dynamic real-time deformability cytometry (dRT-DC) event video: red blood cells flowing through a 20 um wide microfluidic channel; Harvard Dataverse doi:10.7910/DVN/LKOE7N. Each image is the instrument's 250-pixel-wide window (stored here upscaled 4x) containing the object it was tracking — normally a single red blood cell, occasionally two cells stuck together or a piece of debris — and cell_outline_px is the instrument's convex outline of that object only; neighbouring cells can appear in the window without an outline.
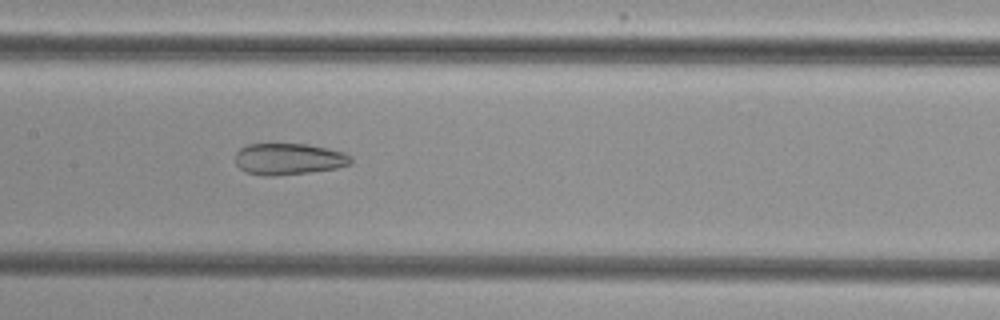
{"species": "common noctule bat (a hibernating species)", "species_latin": "Nyctalus noctula", "temperature_condition": "cold", "stored_images_in_passage": 54, "camera_frame_rate_fps": 3000, "um_per_image_px": 0.085, "animal": {"sex": "female", "body_mass_g": 29.2, "forearm_length_mm": 56.3}, "frame": {"image": 1, "passage_image": 27, "time_ms": 8.667, "image_size_px": [1000, 320], "cell_outline_px": [[352, 164], [336, 168], [308, 172], [276, 176], [264, 176], [248, 172], [240, 168], [236, 164], [236, 152], [240, 148], [248, 144], [308, 144], [344, 152], [352, 156]], "centroid_in_image_um": [24.56, 13.51], "position_along_channel_um": 182.8, "area_um2": 21.21}}
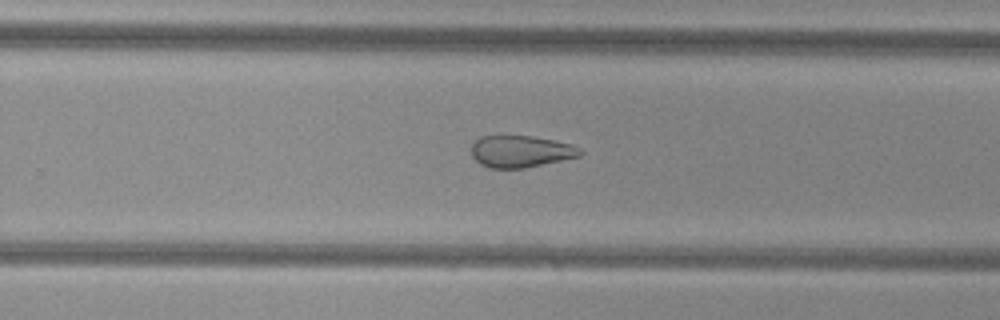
{"frame": {"image": 2, "passage_image": 35, "time_ms": 11.333, "image_size_px": [1000, 320], "cell_outline_px": [[584, 152], [580, 156], [524, 168], [488, 168], [480, 164], [472, 156], [472, 144], [480, 136], [532, 136], [572, 144], [580, 148]], "centroid_in_image_um": [44.26, 12.87], "position_along_channel_um": 285.5, "area_um2": 20.11}}
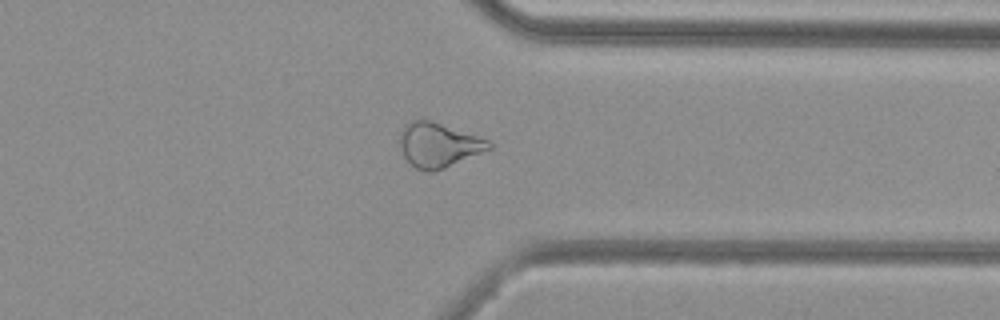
{"frame": {"image": 3, "passage_image": 42, "time_ms": 13.667, "image_size_px": [1000, 320], "cell_outline_px": [[492, 148], [444, 168], [432, 172], [424, 172], [416, 168], [404, 156], [400, 148], [400, 132], [404, 124], [408, 120], [420, 116], [424, 116], [488, 140], [492, 144]], "centroid_in_image_um": [37.22, 12.26], "position_along_channel_um": 374.2, "area_um2": 23.64}, "authors_computed_cell_mechanics": {"area_um2": 26.2123, "velocity_mm_per_s": 3.8666, "shape_relaxation_time_tau1_ms": null, "shape_relaxation_time_tau2_ms": 2.6071, "deformation_change_tau1": null, "deformation_change_tau2": 0.1017}}